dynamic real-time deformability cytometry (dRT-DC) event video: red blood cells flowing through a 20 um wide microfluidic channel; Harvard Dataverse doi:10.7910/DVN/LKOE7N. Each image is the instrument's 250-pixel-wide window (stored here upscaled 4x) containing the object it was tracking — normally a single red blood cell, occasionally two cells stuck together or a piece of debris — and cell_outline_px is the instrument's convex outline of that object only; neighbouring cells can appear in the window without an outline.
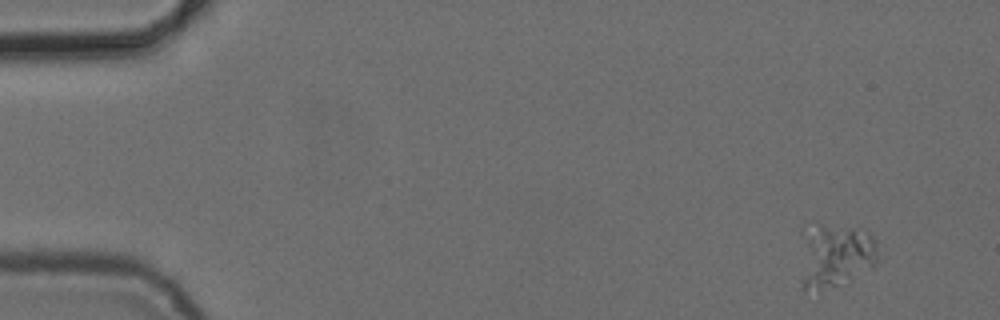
{"species": "common noctule bat (a hibernating species)", "species_latin": "Nyctalus noctula", "temperature_condition": "cold", "stored_images_in_passage": 7, "camera_frame_rate_fps": 3000, "um_per_image_px": 0.085, "animal": {"sex": "female", "body_mass_g": 24.6, "forearm_length_mm": 56.2}, "frame": {"image": 1, "passage_image": 1, "time_ms": 0.0, "image_size_px": [1000, 320], "cell_outline_px": [[880, 260], [872, 268], [820, 296], [804, 292], [800, 232], [800, 228], [816, 220], [864, 228], [872, 236], [876, 244]], "centroid_in_image_um": [70.95, 21.68], "position_along_channel_um": 14.1, "area_um2": 31.56}}
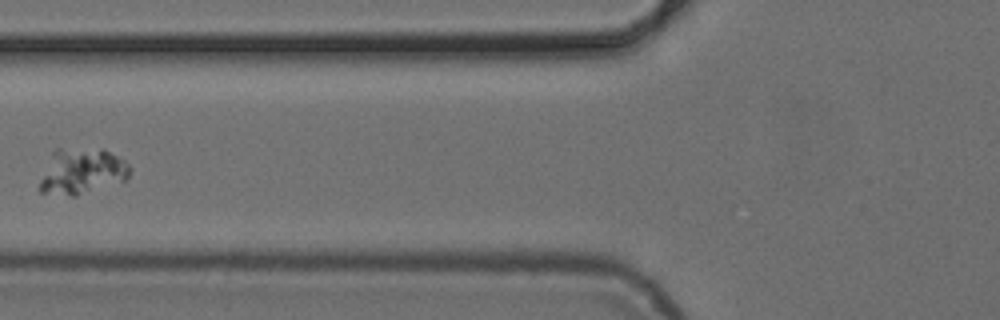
{"frame": {"image": 2, "passage_image": 6, "time_ms": 6.0, "image_size_px": [1000, 320], "cell_outline_px": [[132, 168], [128, 176], [124, 180], [76, 196], [72, 196], [40, 192], [40, 180], [52, 152], [56, 148], [104, 148], [124, 160]], "centroid_in_image_um": [6.97, 14.53], "position_along_channel_um": 118.8, "area_um2": 24.04}}
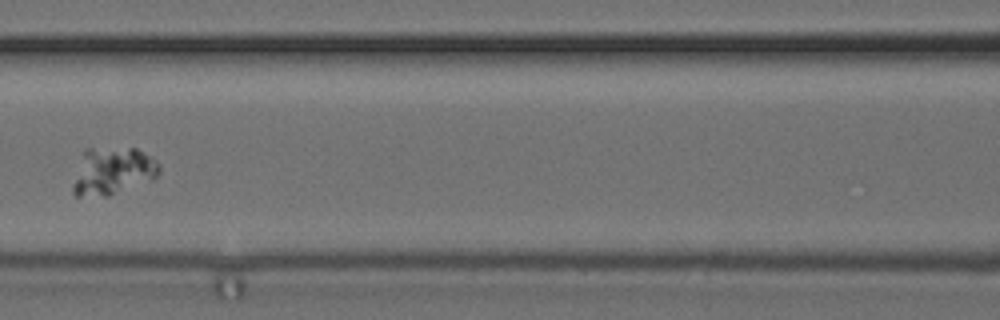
{"frame": {"image": 3, "passage_image": 7, "time_ms": 7.0, "image_size_px": [1000, 320], "cell_outline_px": [[160, 172], [152, 180], [108, 196], [76, 196], [72, 192], [72, 184], [84, 148], [136, 148], [156, 160], [160, 164]], "centroid_in_image_um": [9.57, 14.54], "position_along_channel_um": 157.0, "area_um2": 23.93}}